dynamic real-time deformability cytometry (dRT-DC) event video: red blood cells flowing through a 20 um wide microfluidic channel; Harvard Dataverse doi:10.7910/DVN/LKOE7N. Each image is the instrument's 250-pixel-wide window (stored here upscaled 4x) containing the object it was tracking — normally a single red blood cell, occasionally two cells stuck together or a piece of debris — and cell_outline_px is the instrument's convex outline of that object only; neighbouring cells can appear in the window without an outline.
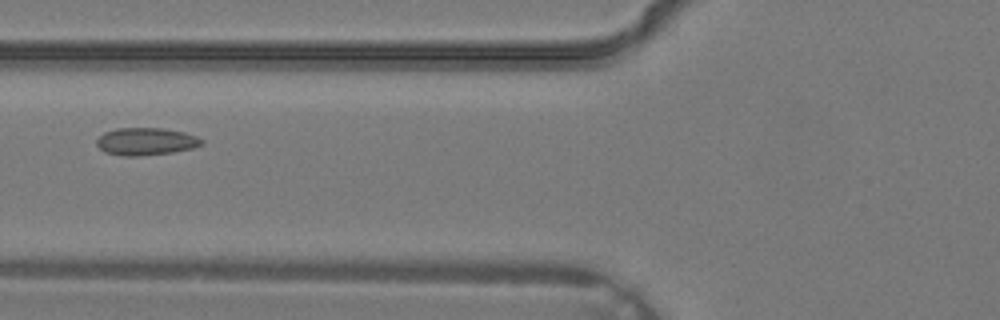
{"species": "common noctule bat (a hibernating species)", "species_latin": "Nyctalus noctula", "temperature_condition": "warm", "stored_images_in_passage": 3, "camera_frame_rate_fps": 3000, "um_per_image_px": 0.085, "animal": {"sex": "male", "body_mass_g": 19.2, "forearm_length_mm": 51.8}, "frame": {"image": 1, "passage_image": 3, "time_ms": 0.667, "image_size_px": [1000, 320], "cell_outline_px": [[204, 144], [192, 148], [172, 152], [140, 156], [124, 156], [104, 152], [96, 144], [96, 140], [104, 132], [116, 128], [164, 128], [184, 132], [196, 136], [204, 140]], "centroid_in_image_um": [12.4, 12.02], "position_along_channel_um": 113.4, "area_um2": 16.88}}